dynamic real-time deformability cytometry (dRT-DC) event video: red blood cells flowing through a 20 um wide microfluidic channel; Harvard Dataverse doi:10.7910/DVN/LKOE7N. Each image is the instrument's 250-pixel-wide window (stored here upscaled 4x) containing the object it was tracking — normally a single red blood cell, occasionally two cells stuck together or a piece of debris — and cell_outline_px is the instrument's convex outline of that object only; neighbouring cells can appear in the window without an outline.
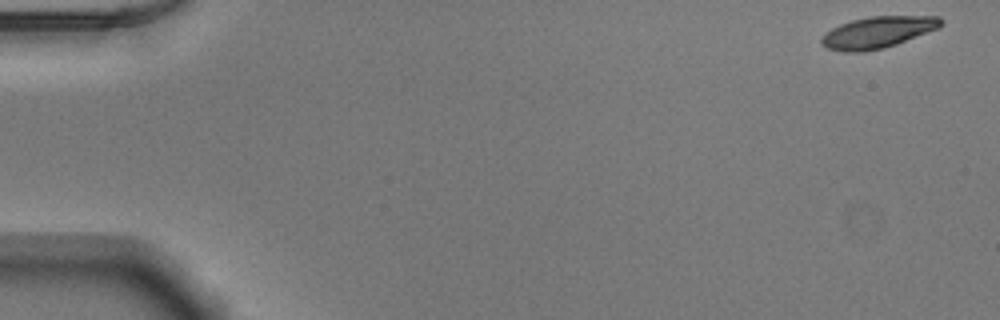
{"species": "Egyptian fruit bat (a non-hibernating species)", "species_latin": "Rousettus aegyptiacus", "temperature_condition": "warm", "stored_images_in_passage": 52, "camera_frame_rate_fps": 3000, "um_per_image_px": 0.085, "animal": {"sex": "male"}, "frame": {"image": 1, "passage_image": 1, "time_ms": 0.0, "image_size_px": [1000, 320], "cell_outline_px": [[944, 24], [936, 28], [896, 44], [884, 48], [864, 52], [844, 52], [828, 48], [820, 44], [820, 40], [832, 28], [840, 24], [852, 20], [872, 16], [940, 16], [944, 20]], "centroid_in_image_um": [74.6, 2.74], "position_along_channel_um": 10.4, "area_um2": 21.73}}
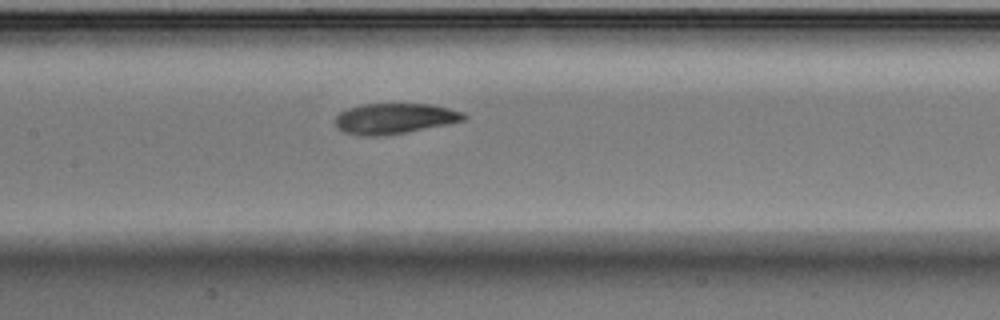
{"frame": {"image": 2, "passage_image": 25, "time_ms": 8.0, "image_size_px": [1000, 320], "cell_outline_px": [[468, 116], [464, 120], [384, 136], [364, 136], [344, 132], [336, 128], [336, 116], [340, 112], [348, 108], [360, 104], [428, 104], [448, 108], [464, 112]], "centroid_in_image_um": [33.49, 10.07], "position_along_channel_um": 173.9, "area_um2": 22.66}}
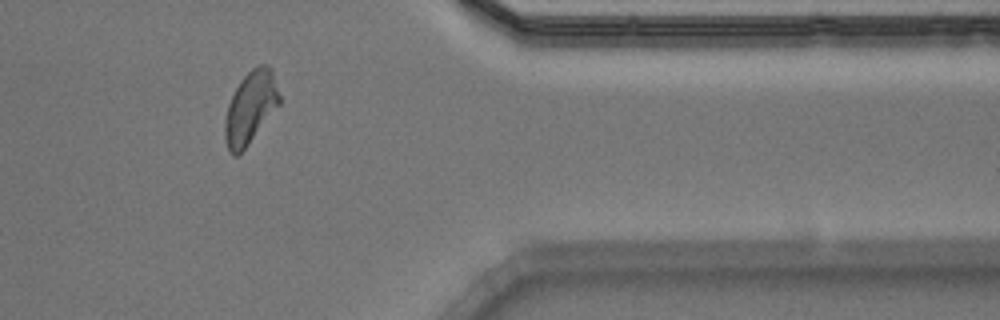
{"frame": {"image": 3, "passage_image": 43, "time_ms": 14.0, "image_size_px": [1000, 320], "cell_outline_px": [[280, 104], [248, 144], [236, 156], [232, 156], [228, 152], [224, 136], [224, 120], [228, 104], [240, 80], [252, 68], [260, 64], [268, 64], [272, 68], [280, 96]], "centroid_in_image_um": [21.28, 9.13], "position_along_channel_um": 390.1, "area_um2": 23.0}, "authors_computed_cell_mechanics": {"area_um2": 22.5998, "velocity_mm_per_s": 3.8806, "shape_relaxation_time_tau1_ms": 4.7424, "shape_relaxation_time_tau2_ms": 2.1912, "deformation_change_tau1": 0.1713, "deformation_change_tau2": 0.0769}}